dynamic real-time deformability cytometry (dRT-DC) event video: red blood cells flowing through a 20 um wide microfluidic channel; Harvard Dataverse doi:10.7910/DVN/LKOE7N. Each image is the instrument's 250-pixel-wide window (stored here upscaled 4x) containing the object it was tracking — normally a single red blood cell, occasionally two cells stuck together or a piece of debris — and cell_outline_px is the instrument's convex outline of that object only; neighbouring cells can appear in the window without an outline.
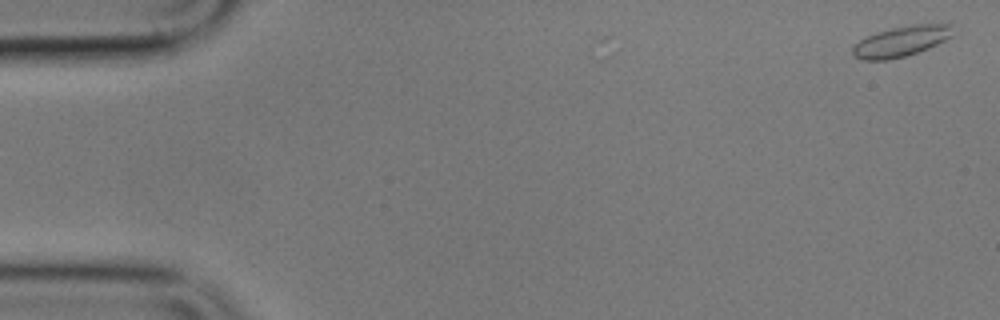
{"species": "common noctule bat (a hibernating species)", "species_latin": "Nyctalus noctula", "temperature_condition": "cold", "stored_images_in_passage": 2, "camera_frame_rate_fps": 3000, "um_per_image_px": 0.085, "animal": {"sex": "male", "body_mass_g": 17.9}, "frame": {"image": 1, "passage_image": 1, "time_ms": 0.0, "image_size_px": [1000, 320], "cell_outline_px": [[952, 36], [928, 48], [904, 56], [888, 60], [864, 60], [856, 56], [852, 52], [852, 48], [860, 40], [876, 32], [892, 28], [912, 24], [952, 24]], "centroid_in_image_um": [76.6, 3.5], "position_along_channel_um": 8.4, "area_um2": 17.46}}